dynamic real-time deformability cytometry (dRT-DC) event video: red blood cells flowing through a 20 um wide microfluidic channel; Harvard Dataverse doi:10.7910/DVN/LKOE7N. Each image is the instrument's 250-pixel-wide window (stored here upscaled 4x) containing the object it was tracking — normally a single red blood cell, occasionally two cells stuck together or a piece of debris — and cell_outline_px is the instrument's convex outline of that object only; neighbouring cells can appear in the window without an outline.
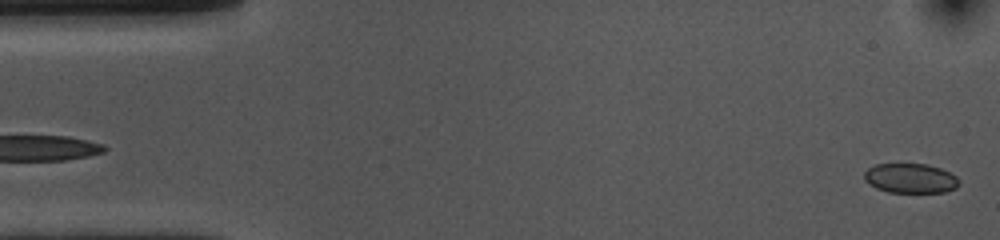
{"species": "common noctule bat (a hibernating species)", "species_latin": "Nyctalus noctula", "temperature_condition": "cold", "stored_images_in_passage": 52, "camera_frame_rate_fps": 3000, "um_per_image_px": 0.085, "animal": {"sex": "female", "body_mass_g": 10.0, "forearm_length_mm": 53.1}, "frame": {"image": 1, "passage_image": 1, "time_ms": 0.0, "image_size_px": [1000, 240], "cell_outline_px": [[960, 184], [956, 188], [944, 192], [888, 192], [876, 188], [864, 180], [864, 172], [868, 168], [876, 164], [928, 164], [940, 168], [956, 176], [960, 180]], "centroid_in_image_um": [77.4, 15.15], "position_along_channel_um": 7.6, "area_um2": 16.42}}
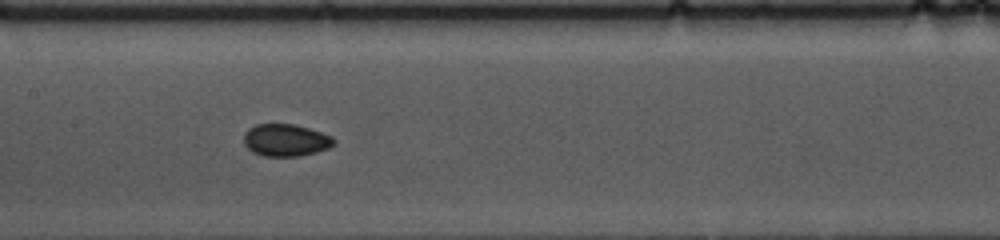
{"frame": {"image": 2, "passage_image": 24, "time_ms": 7.667, "image_size_px": [1000, 240], "cell_outline_px": [[336, 140], [328, 148], [316, 152], [300, 156], [264, 156], [252, 152], [244, 144], [244, 132], [248, 128], [256, 124], [292, 124], [308, 128], [332, 136]], "centroid_in_image_um": [24.25, 11.91], "position_along_channel_um": 183.1, "area_um2": 16.88}}
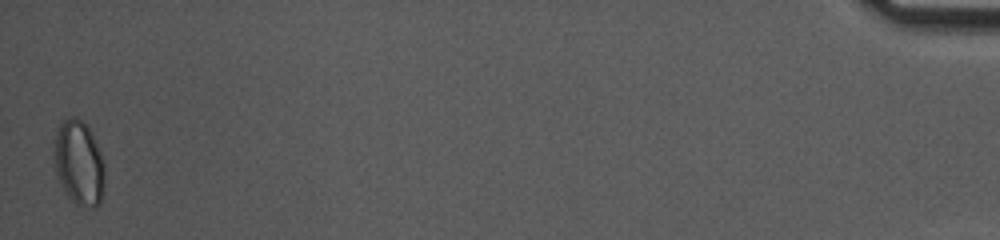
{"frame": {"image": 3, "passage_image": 52, "time_ms": 17.0, "image_size_px": [1000, 240], "cell_outline_px": [[104, 184], [100, 204], [96, 208], [92, 208], [76, 204], [68, 196], [56, 176], [56, 136], [60, 124], [68, 116], [72, 116], [80, 120], [88, 128], [100, 152], [104, 164]], "centroid_in_image_um": [6.74, 13.9], "position_along_channel_um": 428.5, "area_um2": 24.33}, "authors_computed_cell_mechanics": {"area_um2": 17.1377, "velocity_mm_per_s": 3.7124, "shape_relaxation_time_tau1_ms": 6.9898, "shape_relaxation_time_tau2_ms": 1.6703, "deformation_change_tau1": 0.0682, "deformation_change_tau2": 0.0373}}